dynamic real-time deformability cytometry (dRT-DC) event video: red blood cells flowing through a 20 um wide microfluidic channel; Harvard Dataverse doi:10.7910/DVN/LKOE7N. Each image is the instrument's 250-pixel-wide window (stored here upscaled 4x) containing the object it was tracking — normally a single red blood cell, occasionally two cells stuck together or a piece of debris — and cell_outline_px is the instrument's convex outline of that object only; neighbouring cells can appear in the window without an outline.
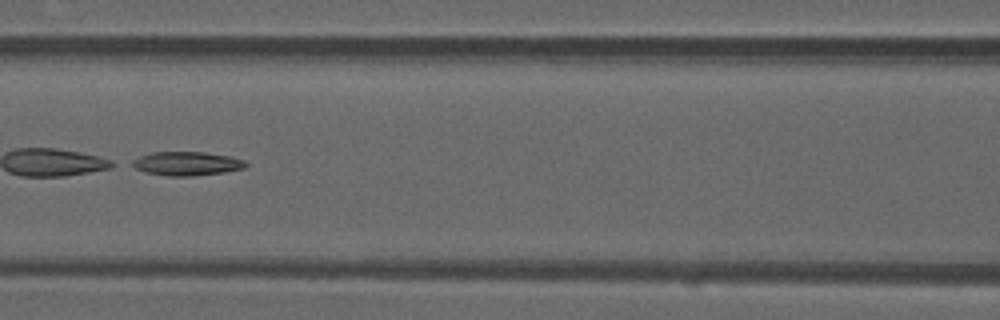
{"species": "common noctule bat (a hibernating species)", "species_latin": "Nyctalus noctula", "temperature_condition": "warm", "stored_images_in_passage": 49, "segment_of_instrument_passage": [2, 2], "camera_frame_rate_fps": 3000, "um_per_image_px": 0.085, "animal": {"sex": "male", "forearm_length_mm": 52.5}, "frame": {"image": 1, "passage_image": 22, "time_ms": 7.0, "image_size_px": [1000, 320], "cell_outline_px": [[248, 164], [244, 168], [224, 172], [192, 176], [168, 176], [144, 172], [128, 164], [132, 160], [140, 156], [152, 152], [204, 152], [228, 156], [244, 160]], "centroid_in_image_um": [15.84, 13.9], "position_along_channel_um": 150.8, "area_um2": 15.78}}